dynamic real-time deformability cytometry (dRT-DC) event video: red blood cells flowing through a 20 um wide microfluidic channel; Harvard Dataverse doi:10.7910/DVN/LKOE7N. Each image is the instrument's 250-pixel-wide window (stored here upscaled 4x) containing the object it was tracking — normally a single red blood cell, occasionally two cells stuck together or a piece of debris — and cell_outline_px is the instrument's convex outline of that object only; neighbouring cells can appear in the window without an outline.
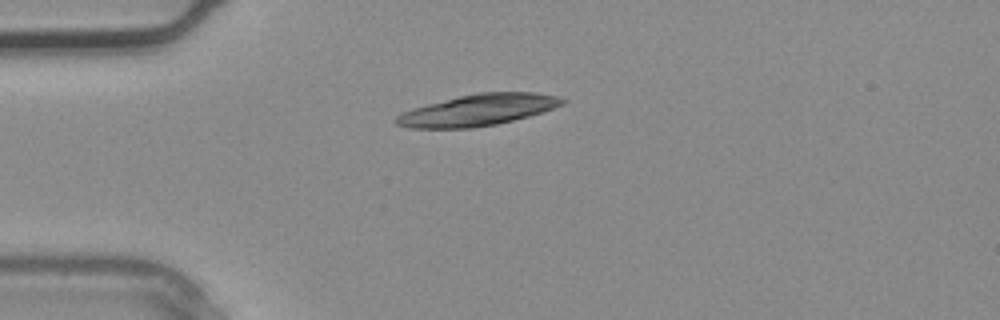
{"species": "common noctule bat (a hibernating species)", "species_latin": "Nyctalus noctula", "temperature_condition": "warm", "stored_images_in_passage": 1, "camera_frame_rate_fps": 3000, "um_per_image_px": 0.085, "animal": {"sex": "male", "body_mass_g": 20.4}, "frame": {"image": 1, "passage_image": 1, "time_ms": 0.0, "image_size_px": [1000, 320], "cell_outline_px": [[568, 100], [564, 104], [544, 112], [496, 124], [472, 128], [408, 128], [396, 124], [392, 120], [396, 116], [412, 108], [460, 96], [480, 92], [536, 92], [556, 96]], "centroid_in_image_um": [40.64, 9.35], "position_along_channel_um": 44.4, "area_um2": 30.35}}